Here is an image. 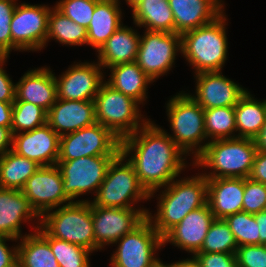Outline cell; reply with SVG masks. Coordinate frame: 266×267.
<instances>
[{"label": "cell", "mask_w": 266, "mask_h": 267, "mask_svg": "<svg viewBox=\"0 0 266 267\" xmlns=\"http://www.w3.org/2000/svg\"><path fill=\"white\" fill-rule=\"evenodd\" d=\"M121 153L125 157L132 155L128 161L150 198L159 188L174 180L186 166V157H182L185 154L165 130L150 120L135 133L121 139Z\"/></svg>", "instance_id": "obj_1"}, {"label": "cell", "mask_w": 266, "mask_h": 267, "mask_svg": "<svg viewBox=\"0 0 266 267\" xmlns=\"http://www.w3.org/2000/svg\"><path fill=\"white\" fill-rule=\"evenodd\" d=\"M164 189L156 216L147 213V218L162 238L189 212L207 204V178L202 173L191 178L172 180Z\"/></svg>", "instance_id": "obj_2"}, {"label": "cell", "mask_w": 266, "mask_h": 267, "mask_svg": "<svg viewBox=\"0 0 266 267\" xmlns=\"http://www.w3.org/2000/svg\"><path fill=\"white\" fill-rule=\"evenodd\" d=\"M258 149L254 139L233 138L207 142L203 152L193 161L196 167H209L203 175L214 178H247Z\"/></svg>", "instance_id": "obj_3"}, {"label": "cell", "mask_w": 266, "mask_h": 267, "mask_svg": "<svg viewBox=\"0 0 266 267\" xmlns=\"http://www.w3.org/2000/svg\"><path fill=\"white\" fill-rule=\"evenodd\" d=\"M224 12L213 22L181 35V53L196 70L221 71L227 60V36Z\"/></svg>", "instance_id": "obj_4"}, {"label": "cell", "mask_w": 266, "mask_h": 267, "mask_svg": "<svg viewBox=\"0 0 266 267\" xmlns=\"http://www.w3.org/2000/svg\"><path fill=\"white\" fill-rule=\"evenodd\" d=\"M40 226L51 236L90 251L100 250L95 243L92 202L77 200L40 217Z\"/></svg>", "instance_id": "obj_5"}, {"label": "cell", "mask_w": 266, "mask_h": 267, "mask_svg": "<svg viewBox=\"0 0 266 267\" xmlns=\"http://www.w3.org/2000/svg\"><path fill=\"white\" fill-rule=\"evenodd\" d=\"M166 107L168 120L174 133L173 136H169L185 156L191 151L195 153V160L207 145V143L201 145L202 141L207 139L204 109L190 94L183 92L171 98Z\"/></svg>", "instance_id": "obj_6"}, {"label": "cell", "mask_w": 266, "mask_h": 267, "mask_svg": "<svg viewBox=\"0 0 266 267\" xmlns=\"http://www.w3.org/2000/svg\"><path fill=\"white\" fill-rule=\"evenodd\" d=\"M141 199H150V194L140 184L133 165L120 152L109 164L92 203L101 207L133 208V203Z\"/></svg>", "instance_id": "obj_7"}, {"label": "cell", "mask_w": 266, "mask_h": 267, "mask_svg": "<svg viewBox=\"0 0 266 267\" xmlns=\"http://www.w3.org/2000/svg\"><path fill=\"white\" fill-rule=\"evenodd\" d=\"M94 104L96 122L109 128L119 139L135 133L149 121L142 120L137 101L115 90L106 81L101 84Z\"/></svg>", "instance_id": "obj_8"}, {"label": "cell", "mask_w": 266, "mask_h": 267, "mask_svg": "<svg viewBox=\"0 0 266 267\" xmlns=\"http://www.w3.org/2000/svg\"><path fill=\"white\" fill-rule=\"evenodd\" d=\"M111 257L112 267H155L160 259L154 252L163 245V238L147 217L118 241Z\"/></svg>", "instance_id": "obj_9"}, {"label": "cell", "mask_w": 266, "mask_h": 267, "mask_svg": "<svg viewBox=\"0 0 266 267\" xmlns=\"http://www.w3.org/2000/svg\"><path fill=\"white\" fill-rule=\"evenodd\" d=\"M121 139L100 123L60 136L58 161L87 156H117Z\"/></svg>", "instance_id": "obj_10"}, {"label": "cell", "mask_w": 266, "mask_h": 267, "mask_svg": "<svg viewBox=\"0 0 266 267\" xmlns=\"http://www.w3.org/2000/svg\"><path fill=\"white\" fill-rule=\"evenodd\" d=\"M116 156H87L68 161H57L63 178V191L73 201L80 195L95 191L105 179L109 164Z\"/></svg>", "instance_id": "obj_11"}, {"label": "cell", "mask_w": 266, "mask_h": 267, "mask_svg": "<svg viewBox=\"0 0 266 267\" xmlns=\"http://www.w3.org/2000/svg\"><path fill=\"white\" fill-rule=\"evenodd\" d=\"M178 51H182L180 34L145 30L136 63L154 81L173 67Z\"/></svg>", "instance_id": "obj_12"}, {"label": "cell", "mask_w": 266, "mask_h": 267, "mask_svg": "<svg viewBox=\"0 0 266 267\" xmlns=\"http://www.w3.org/2000/svg\"><path fill=\"white\" fill-rule=\"evenodd\" d=\"M51 7L18 3L10 24L13 50H41L46 45Z\"/></svg>", "instance_id": "obj_13"}, {"label": "cell", "mask_w": 266, "mask_h": 267, "mask_svg": "<svg viewBox=\"0 0 266 267\" xmlns=\"http://www.w3.org/2000/svg\"><path fill=\"white\" fill-rule=\"evenodd\" d=\"M148 212L143 208L101 207L92 203V222L97 247L101 250L104 245L117 244L119 239L147 217Z\"/></svg>", "instance_id": "obj_14"}, {"label": "cell", "mask_w": 266, "mask_h": 267, "mask_svg": "<svg viewBox=\"0 0 266 267\" xmlns=\"http://www.w3.org/2000/svg\"><path fill=\"white\" fill-rule=\"evenodd\" d=\"M22 192L40 217L61 204L72 202L63 191V178L56 165L41 166L27 180Z\"/></svg>", "instance_id": "obj_15"}, {"label": "cell", "mask_w": 266, "mask_h": 267, "mask_svg": "<svg viewBox=\"0 0 266 267\" xmlns=\"http://www.w3.org/2000/svg\"><path fill=\"white\" fill-rule=\"evenodd\" d=\"M99 63H77L68 68L58 79L57 98L63 100H94L103 81Z\"/></svg>", "instance_id": "obj_16"}, {"label": "cell", "mask_w": 266, "mask_h": 267, "mask_svg": "<svg viewBox=\"0 0 266 267\" xmlns=\"http://www.w3.org/2000/svg\"><path fill=\"white\" fill-rule=\"evenodd\" d=\"M12 151L40 166H54L59 157L60 136L46 123L32 131L12 135Z\"/></svg>", "instance_id": "obj_17"}, {"label": "cell", "mask_w": 266, "mask_h": 267, "mask_svg": "<svg viewBox=\"0 0 266 267\" xmlns=\"http://www.w3.org/2000/svg\"><path fill=\"white\" fill-rule=\"evenodd\" d=\"M196 91L190 95L203 109L234 107L246 89L222 75L221 71L195 74Z\"/></svg>", "instance_id": "obj_18"}, {"label": "cell", "mask_w": 266, "mask_h": 267, "mask_svg": "<svg viewBox=\"0 0 266 267\" xmlns=\"http://www.w3.org/2000/svg\"><path fill=\"white\" fill-rule=\"evenodd\" d=\"M215 219L207 203L189 212L179 224L173 227L163 237V245L169 242L194 255L201 249L205 236Z\"/></svg>", "instance_id": "obj_19"}, {"label": "cell", "mask_w": 266, "mask_h": 267, "mask_svg": "<svg viewBox=\"0 0 266 267\" xmlns=\"http://www.w3.org/2000/svg\"><path fill=\"white\" fill-rule=\"evenodd\" d=\"M96 123L94 100L58 99L47 112V124L59 135L75 132Z\"/></svg>", "instance_id": "obj_20"}, {"label": "cell", "mask_w": 266, "mask_h": 267, "mask_svg": "<svg viewBox=\"0 0 266 267\" xmlns=\"http://www.w3.org/2000/svg\"><path fill=\"white\" fill-rule=\"evenodd\" d=\"M168 3L174 16L175 33L180 35L213 22L224 12L222 0H168Z\"/></svg>", "instance_id": "obj_21"}, {"label": "cell", "mask_w": 266, "mask_h": 267, "mask_svg": "<svg viewBox=\"0 0 266 267\" xmlns=\"http://www.w3.org/2000/svg\"><path fill=\"white\" fill-rule=\"evenodd\" d=\"M15 85V101L33 103L46 112L56 103L55 75L47 67L27 71Z\"/></svg>", "instance_id": "obj_22"}, {"label": "cell", "mask_w": 266, "mask_h": 267, "mask_svg": "<svg viewBox=\"0 0 266 267\" xmlns=\"http://www.w3.org/2000/svg\"><path fill=\"white\" fill-rule=\"evenodd\" d=\"M35 217L40 220L22 190L0 188V235L21 239V223Z\"/></svg>", "instance_id": "obj_23"}, {"label": "cell", "mask_w": 266, "mask_h": 267, "mask_svg": "<svg viewBox=\"0 0 266 267\" xmlns=\"http://www.w3.org/2000/svg\"><path fill=\"white\" fill-rule=\"evenodd\" d=\"M244 178L207 179V203L216 219L242 212Z\"/></svg>", "instance_id": "obj_24"}, {"label": "cell", "mask_w": 266, "mask_h": 267, "mask_svg": "<svg viewBox=\"0 0 266 267\" xmlns=\"http://www.w3.org/2000/svg\"><path fill=\"white\" fill-rule=\"evenodd\" d=\"M140 34L123 24L108 38L98 52V63L103 67L136 62Z\"/></svg>", "instance_id": "obj_25"}, {"label": "cell", "mask_w": 266, "mask_h": 267, "mask_svg": "<svg viewBox=\"0 0 266 267\" xmlns=\"http://www.w3.org/2000/svg\"><path fill=\"white\" fill-rule=\"evenodd\" d=\"M119 0H99L87 28V44L97 51L122 25Z\"/></svg>", "instance_id": "obj_26"}, {"label": "cell", "mask_w": 266, "mask_h": 267, "mask_svg": "<svg viewBox=\"0 0 266 267\" xmlns=\"http://www.w3.org/2000/svg\"><path fill=\"white\" fill-rule=\"evenodd\" d=\"M34 233L25 234L18 248V267H60L48 243V233L37 226Z\"/></svg>", "instance_id": "obj_27"}, {"label": "cell", "mask_w": 266, "mask_h": 267, "mask_svg": "<svg viewBox=\"0 0 266 267\" xmlns=\"http://www.w3.org/2000/svg\"><path fill=\"white\" fill-rule=\"evenodd\" d=\"M109 69H111V74L106 82L115 90L143 104L147 98V86L154 81L138 64L136 62L119 64Z\"/></svg>", "instance_id": "obj_28"}, {"label": "cell", "mask_w": 266, "mask_h": 267, "mask_svg": "<svg viewBox=\"0 0 266 267\" xmlns=\"http://www.w3.org/2000/svg\"><path fill=\"white\" fill-rule=\"evenodd\" d=\"M237 138L255 139L266 120V100H255L247 92L234 106Z\"/></svg>", "instance_id": "obj_29"}, {"label": "cell", "mask_w": 266, "mask_h": 267, "mask_svg": "<svg viewBox=\"0 0 266 267\" xmlns=\"http://www.w3.org/2000/svg\"><path fill=\"white\" fill-rule=\"evenodd\" d=\"M136 26L149 31L175 33L174 16L168 0H145L133 10Z\"/></svg>", "instance_id": "obj_30"}, {"label": "cell", "mask_w": 266, "mask_h": 267, "mask_svg": "<svg viewBox=\"0 0 266 267\" xmlns=\"http://www.w3.org/2000/svg\"><path fill=\"white\" fill-rule=\"evenodd\" d=\"M39 168L34 160L9 150L0 158V188L22 190Z\"/></svg>", "instance_id": "obj_31"}, {"label": "cell", "mask_w": 266, "mask_h": 267, "mask_svg": "<svg viewBox=\"0 0 266 267\" xmlns=\"http://www.w3.org/2000/svg\"><path fill=\"white\" fill-rule=\"evenodd\" d=\"M53 38L63 45L81 46L87 44V29L66 17L56 7H53L48 16L46 42Z\"/></svg>", "instance_id": "obj_32"}, {"label": "cell", "mask_w": 266, "mask_h": 267, "mask_svg": "<svg viewBox=\"0 0 266 267\" xmlns=\"http://www.w3.org/2000/svg\"><path fill=\"white\" fill-rule=\"evenodd\" d=\"M205 132L211 141L237 138L234 107L204 109ZM233 136H232V135Z\"/></svg>", "instance_id": "obj_33"}, {"label": "cell", "mask_w": 266, "mask_h": 267, "mask_svg": "<svg viewBox=\"0 0 266 267\" xmlns=\"http://www.w3.org/2000/svg\"><path fill=\"white\" fill-rule=\"evenodd\" d=\"M47 123V112L40 106L25 101H14L11 132L18 134L32 131Z\"/></svg>", "instance_id": "obj_34"}, {"label": "cell", "mask_w": 266, "mask_h": 267, "mask_svg": "<svg viewBox=\"0 0 266 267\" xmlns=\"http://www.w3.org/2000/svg\"><path fill=\"white\" fill-rule=\"evenodd\" d=\"M237 247L238 245L229 225L224 219H215L198 252L236 253Z\"/></svg>", "instance_id": "obj_35"}, {"label": "cell", "mask_w": 266, "mask_h": 267, "mask_svg": "<svg viewBox=\"0 0 266 267\" xmlns=\"http://www.w3.org/2000/svg\"><path fill=\"white\" fill-rule=\"evenodd\" d=\"M48 243L60 267H90L89 254L92 251L49 234Z\"/></svg>", "instance_id": "obj_36"}, {"label": "cell", "mask_w": 266, "mask_h": 267, "mask_svg": "<svg viewBox=\"0 0 266 267\" xmlns=\"http://www.w3.org/2000/svg\"><path fill=\"white\" fill-rule=\"evenodd\" d=\"M224 220L229 225L238 247L259 245V229L254 214L242 211L229 215Z\"/></svg>", "instance_id": "obj_37"}, {"label": "cell", "mask_w": 266, "mask_h": 267, "mask_svg": "<svg viewBox=\"0 0 266 267\" xmlns=\"http://www.w3.org/2000/svg\"><path fill=\"white\" fill-rule=\"evenodd\" d=\"M98 1L99 0H61L55 7L66 17L87 29Z\"/></svg>", "instance_id": "obj_38"}, {"label": "cell", "mask_w": 266, "mask_h": 267, "mask_svg": "<svg viewBox=\"0 0 266 267\" xmlns=\"http://www.w3.org/2000/svg\"><path fill=\"white\" fill-rule=\"evenodd\" d=\"M266 210V185L249 177L244 178L242 211L256 214Z\"/></svg>", "instance_id": "obj_39"}, {"label": "cell", "mask_w": 266, "mask_h": 267, "mask_svg": "<svg viewBox=\"0 0 266 267\" xmlns=\"http://www.w3.org/2000/svg\"><path fill=\"white\" fill-rule=\"evenodd\" d=\"M16 0H0V56L9 57L12 51L10 24L16 6Z\"/></svg>", "instance_id": "obj_40"}, {"label": "cell", "mask_w": 266, "mask_h": 267, "mask_svg": "<svg viewBox=\"0 0 266 267\" xmlns=\"http://www.w3.org/2000/svg\"><path fill=\"white\" fill-rule=\"evenodd\" d=\"M235 254L237 267H266V245H242Z\"/></svg>", "instance_id": "obj_41"}, {"label": "cell", "mask_w": 266, "mask_h": 267, "mask_svg": "<svg viewBox=\"0 0 266 267\" xmlns=\"http://www.w3.org/2000/svg\"><path fill=\"white\" fill-rule=\"evenodd\" d=\"M193 257L200 267H237L235 253L196 252Z\"/></svg>", "instance_id": "obj_42"}, {"label": "cell", "mask_w": 266, "mask_h": 267, "mask_svg": "<svg viewBox=\"0 0 266 267\" xmlns=\"http://www.w3.org/2000/svg\"><path fill=\"white\" fill-rule=\"evenodd\" d=\"M7 58V56H0V101L14 102L16 85L12 83V80L2 67Z\"/></svg>", "instance_id": "obj_43"}, {"label": "cell", "mask_w": 266, "mask_h": 267, "mask_svg": "<svg viewBox=\"0 0 266 267\" xmlns=\"http://www.w3.org/2000/svg\"><path fill=\"white\" fill-rule=\"evenodd\" d=\"M7 240H16L11 237L0 235V267H18L17 257L18 248H9L6 245Z\"/></svg>", "instance_id": "obj_44"}, {"label": "cell", "mask_w": 266, "mask_h": 267, "mask_svg": "<svg viewBox=\"0 0 266 267\" xmlns=\"http://www.w3.org/2000/svg\"><path fill=\"white\" fill-rule=\"evenodd\" d=\"M249 178L266 185V153L257 151Z\"/></svg>", "instance_id": "obj_45"}, {"label": "cell", "mask_w": 266, "mask_h": 267, "mask_svg": "<svg viewBox=\"0 0 266 267\" xmlns=\"http://www.w3.org/2000/svg\"><path fill=\"white\" fill-rule=\"evenodd\" d=\"M13 102L0 101V126L11 130Z\"/></svg>", "instance_id": "obj_46"}, {"label": "cell", "mask_w": 266, "mask_h": 267, "mask_svg": "<svg viewBox=\"0 0 266 267\" xmlns=\"http://www.w3.org/2000/svg\"><path fill=\"white\" fill-rule=\"evenodd\" d=\"M10 144H12V132L7 127L0 126V158L9 150L12 149V147H8Z\"/></svg>", "instance_id": "obj_47"}, {"label": "cell", "mask_w": 266, "mask_h": 267, "mask_svg": "<svg viewBox=\"0 0 266 267\" xmlns=\"http://www.w3.org/2000/svg\"><path fill=\"white\" fill-rule=\"evenodd\" d=\"M259 229V244L266 245V210L254 214Z\"/></svg>", "instance_id": "obj_48"}, {"label": "cell", "mask_w": 266, "mask_h": 267, "mask_svg": "<svg viewBox=\"0 0 266 267\" xmlns=\"http://www.w3.org/2000/svg\"><path fill=\"white\" fill-rule=\"evenodd\" d=\"M254 140L258 151L266 153V120L259 135Z\"/></svg>", "instance_id": "obj_49"}, {"label": "cell", "mask_w": 266, "mask_h": 267, "mask_svg": "<svg viewBox=\"0 0 266 267\" xmlns=\"http://www.w3.org/2000/svg\"><path fill=\"white\" fill-rule=\"evenodd\" d=\"M167 267H200L199 263L192 256L191 259H185L171 264H165Z\"/></svg>", "instance_id": "obj_50"}, {"label": "cell", "mask_w": 266, "mask_h": 267, "mask_svg": "<svg viewBox=\"0 0 266 267\" xmlns=\"http://www.w3.org/2000/svg\"><path fill=\"white\" fill-rule=\"evenodd\" d=\"M126 3L131 7L132 11L145 0H125Z\"/></svg>", "instance_id": "obj_51"}, {"label": "cell", "mask_w": 266, "mask_h": 267, "mask_svg": "<svg viewBox=\"0 0 266 267\" xmlns=\"http://www.w3.org/2000/svg\"><path fill=\"white\" fill-rule=\"evenodd\" d=\"M155 267H167L162 261H160Z\"/></svg>", "instance_id": "obj_52"}]
</instances>
